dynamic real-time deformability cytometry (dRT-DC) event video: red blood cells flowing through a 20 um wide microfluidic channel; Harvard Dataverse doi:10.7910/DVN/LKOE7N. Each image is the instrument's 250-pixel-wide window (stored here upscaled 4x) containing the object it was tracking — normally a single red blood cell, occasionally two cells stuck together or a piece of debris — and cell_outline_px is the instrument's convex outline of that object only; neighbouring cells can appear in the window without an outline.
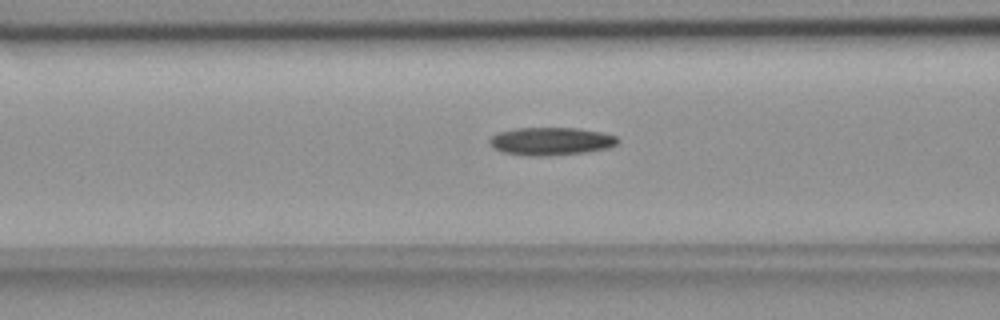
{"species": "common noctule bat (a hibernating species)", "species_latin": "Nyctalus noctula", "temperature_condition": "room temperature", "stored_images_in_passage": 49, "camera_frame_rate_fps": 3000, "um_per_image_px": 0.085, "animal": {"sex": "female", "body_mass_g": 18.4}, "frame": {"image": 1, "passage_image": 22, "time_ms": 7.0, "image_size_px": [1000, 320], "cell_outline_px": [[620, 140], [616, 144], [608, 148], [588, 152], [548, 156], [528, 156], [500, 152], [492, 148], [488, 140], [492, 136], [500, 132], [516, 128], [576, 128], [600, 132], [616, 136]], "centroid_in_image_um": [46.81, 12.02], "position_along_channel_um": 119.8, "area_um2": 20.98}}
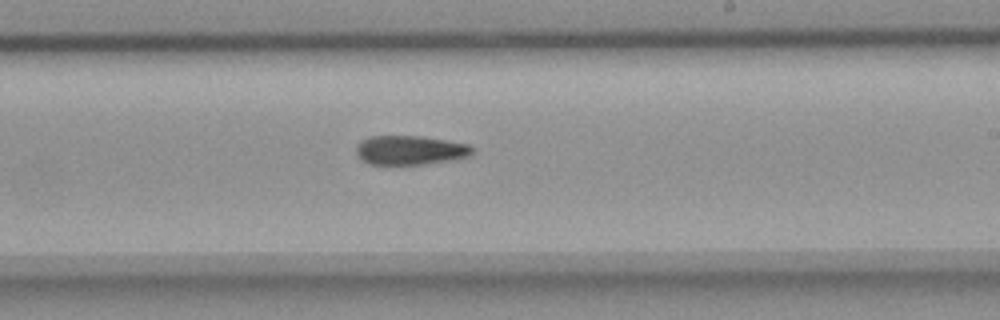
{"frame": {"image": 2, "passage_image": 33, "time_ms": 10.667, "image_size_px": [1000, 320], "cell_outline_px": [[476, 148], [472, 156], [456, 160], [424, 164], [368, 164], [356, 152], [356, 144], [360, 140], [368, 136], [420, 136], [468, 144]], "centroid_in_image_um": [34.91, 12.76], "position_along_channel_um": 254.1, "area_um2": 20.0}}
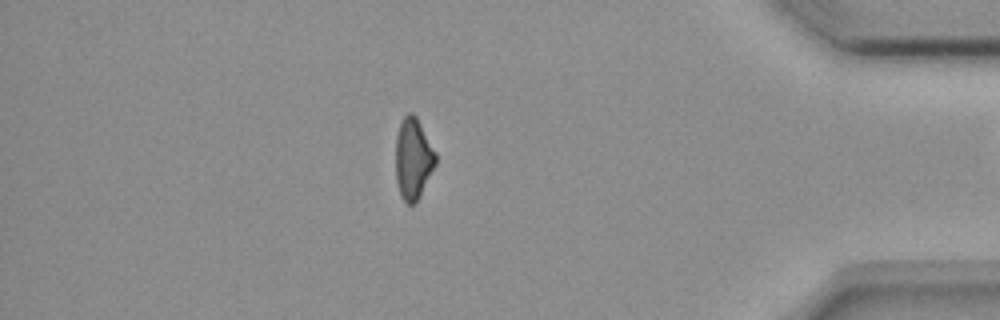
{"frame": {"image": 3, "passage_image": 48, "time_ms": 15.667, "image_size_px": [1000, 320], "cell_outline_px": [[436, 164], [420, 196], [412, 204], [408, 204], [400, 196], [396, 180], [396, 136], [400, 124], [404, 116], [408, 112], [412, 112], [416, 116], [436, 152]], "centroid_in_image_um": [35.12, 13.48], "position_along_channel_um": 400.1, "area_um2": 18.84}}